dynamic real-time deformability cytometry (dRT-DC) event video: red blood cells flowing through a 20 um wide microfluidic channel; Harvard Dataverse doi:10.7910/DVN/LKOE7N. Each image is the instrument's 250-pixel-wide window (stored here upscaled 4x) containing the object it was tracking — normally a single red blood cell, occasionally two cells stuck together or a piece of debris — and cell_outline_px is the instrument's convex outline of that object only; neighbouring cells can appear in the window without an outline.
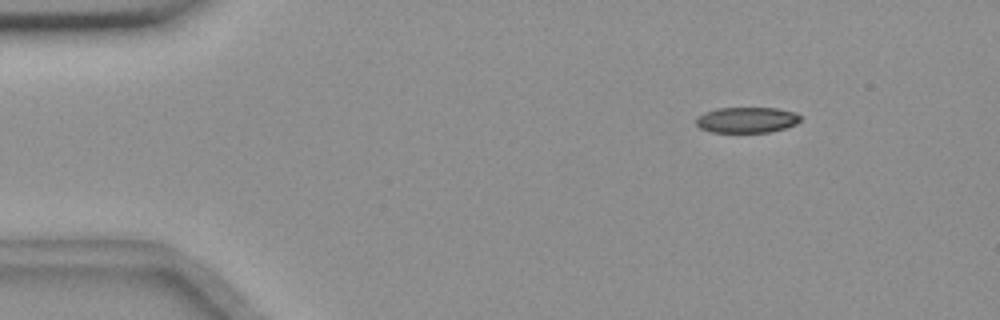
{"species": "common noctule bat (a hibernating species)", "species_latin": "Nyctalus noctula", "temperature_condition": "room temperature", "stored_images_in_passage": 6, "camera_frame_rate_fps": 3000, "um_per_image_px": 0.085, "animal": {"sex": "female", "body_mass_g": 18.4}, "frame": {"image": 1, "passage_image": 2, "time_ms": 1.0, "image_size_px": [1000, 320], "cell_outline_px": [[800, 120], [796, 124], [784, 128], [768, 132], [712, 132], [700, 128], [696, 124], [696, 116], [704, 112], [716, 108], [776, 108], [796, 112], [800, 116]], "centroid_in_image_um": [63.45, 10.18], "position_along_channel_um": 21.6, "area_um2": 15.66}}
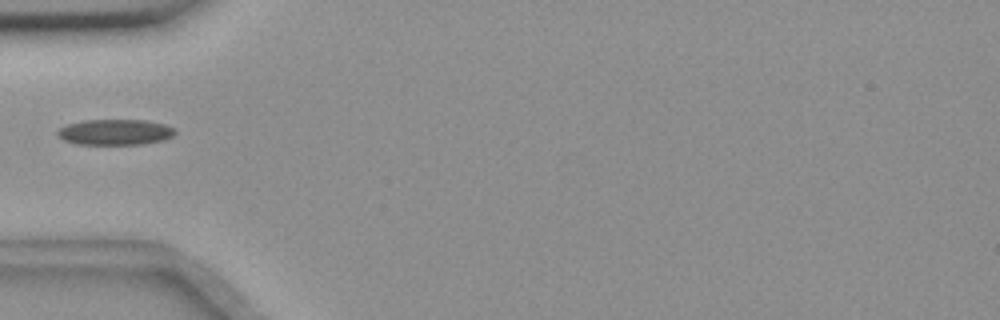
{"frame": {"image": 2, "passage_image": 5, "time_ms": 4.667, "image_size_px": [1000, 320], "cell_outline_px": [[176, 132], [172, 136], [164, 140], [140, 144], [80, 144], [64, 140], [56, 132], [60, 128], [68, 124], [84, 120], [148, 120], [164, 124], [172, 128]], "centroid_in_image_um": [9.8, 11.22], "position_along_channel_um": 75.2, "area_um2": 17.4}}
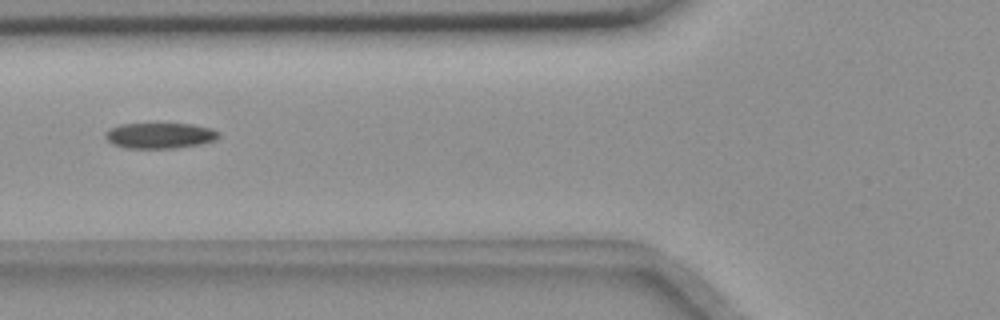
{"frame": {"image": 3, "passage_image": 6, "time_ms": 5.667, "image_size_px": [1000, 320], "cell_outline_px": [[220, 136], [216, 140], [200, 144], [172, 148], [132, 148], [112, 144], [104, 136], [104, 132], [108, 128], [120, 124], [192, 124], [212, 128], [220, 132]], "centroid_in_image_um": [13.59, 11.51], "position_along_channel_um": 112.2, "area_um2": 16.99}}